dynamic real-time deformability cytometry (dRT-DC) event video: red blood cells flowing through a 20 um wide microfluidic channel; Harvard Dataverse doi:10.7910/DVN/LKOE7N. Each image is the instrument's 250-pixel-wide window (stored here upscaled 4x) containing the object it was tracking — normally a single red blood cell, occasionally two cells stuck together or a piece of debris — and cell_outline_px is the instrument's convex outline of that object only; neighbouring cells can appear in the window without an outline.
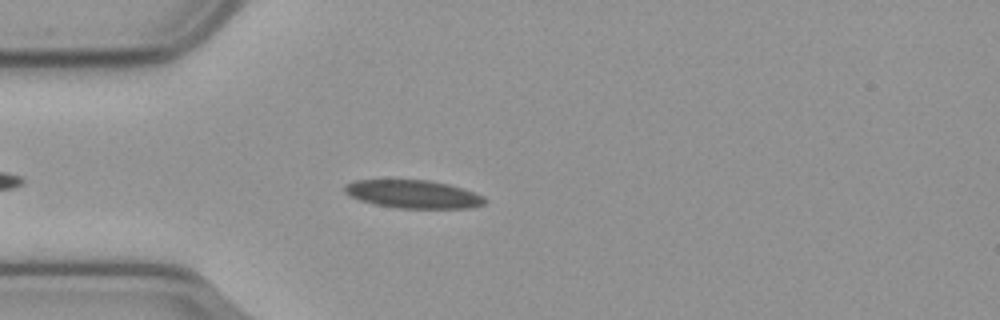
{"species": "common noctule bat (a hibernating species)", "species_latin": "Nyctalus noctula", "temperature_condition": "cold", "stored_images_in_passage": 47, "camera_frame_rate_fps": 3000, "um_per_image_px": 0.085, "animal": {"sex": "male", "body_mass_g": 23.1, "forearm_length_mm": 52.7}, "frame": {"image": 1, "passage_image": 8, "time_ms": 2.333, "image_size_px": [1000, 320], "cell_outline_px": [[488, 200], [484, 204], [468, 208], [396, 208], [376, 204], [360, 200], [348, 196], [344, 192], [344, 184], [352, 180], [432, 180], [448, 184], [484, 196]], "centroid_in_image_um": [35.08, 16.5], "position_along_channel_um": 49.9, "area_um2": 23.0}}
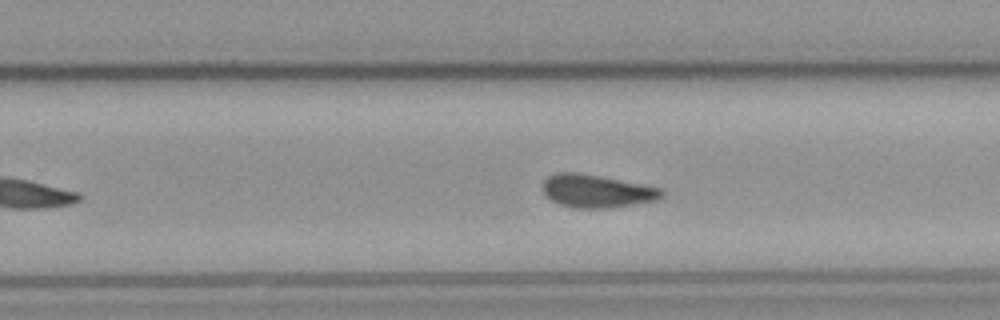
{"frame": {"image": 2, "passage_image": 28, "time_ms": 9.0, "image_size_px": [1000, 320], "cell_outline_px": [[664, 196], [660, 200], [608, 208], [576, 208], [556, 204], [544, 196], [540, 188], [540, 184], [548, 176], [556, 172], [576, 172], [600, 176], [664, 188]], "centroid_in_image_um": [50.68, 16.24], "position_along_channel_um": 279.1, "area_um2": 23.47}}
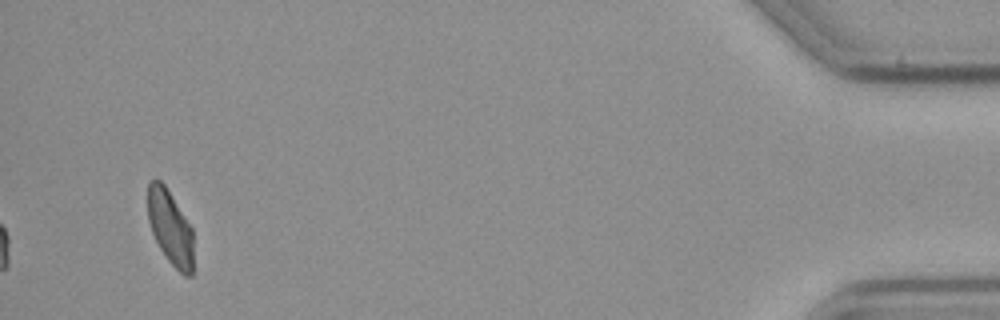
{"frame": {"image": 3, "passage_image": 47, "time_ms": 15.333, "image_size_px": [1000, 320], "cell_outline_px": [[192, 276], [184, 276], [168, 260], [160, 248], [152, 232], [148, 220], [148, 180], [160, 180], [164, 184], [192, 228]], "centroid_in_image_um": [14.46, 19.33], "position_along_channel_um": 420.7, "area_um2": 19.48}, "authors_computed_cell_mechanics": {"area_um2": 22.8888, "velocity_mm_per_s": 3.5799, "shape_relaxation_time_tau1_ms": null, "shape_relaxation_time_tau2_ms": 3.4248, "deformation_change_tau1": null, "deformation_change_tau2": 0.0688}}